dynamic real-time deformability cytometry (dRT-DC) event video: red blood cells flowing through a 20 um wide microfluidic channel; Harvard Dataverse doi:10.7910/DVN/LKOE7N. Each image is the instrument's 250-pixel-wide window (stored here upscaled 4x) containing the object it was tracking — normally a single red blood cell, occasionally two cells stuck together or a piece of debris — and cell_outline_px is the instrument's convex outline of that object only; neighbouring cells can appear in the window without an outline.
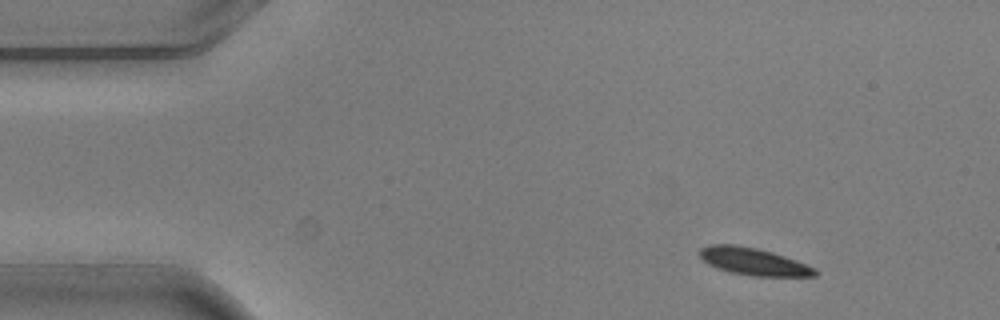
{"species": "common noctule bat (a hibernating species)", "species_latin": "Nyctalus noctula", "temperature_condition": "warm", "stored_images_in_passage": 9, "camera_frame_rate_fps": 3000, "um_per_image_px": 0.085, "animal": {"sex": "male", "body_mass_g": 20.5, "forearm_length_mm": 52.5}, "frame": {"image": 1, "passage_image": 1, "time_ms": 0.0, "image_size_px": [1000, 320], "cell_outline_px": [[820, 272], [816, 276], [752, 276], [732, 272], [708, 264], [700, 256], [700, 248], [712, 244], [732, 244], [756, 248], [772, 252], [796, 260], [816, 268]], "centroid_in_image_um": [64.1, 22.23], "position_along_channel_um": 20.9, "area_um2": 18.15}}
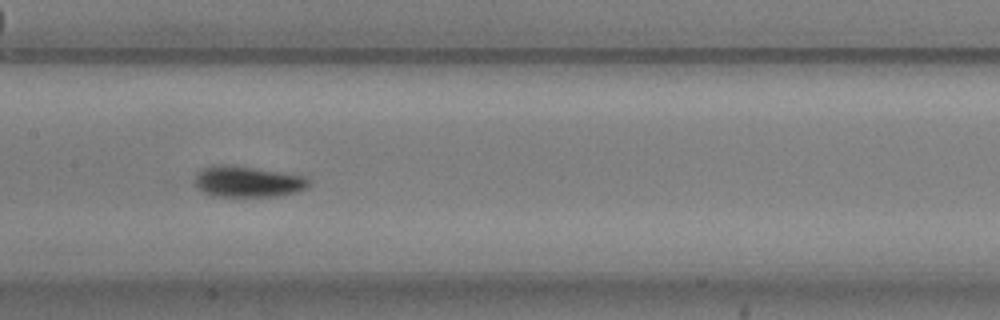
{"frame": {"image": 2, "passage_image": 6, "time_ms": 1.667, "image_size_px": [1000, 320], "cell_outline_px": [[312, 184], [308, 188], [296, 192], [276, 196], [212, 196], [196, 188], [192, 180], [204, 168], [212, 164], [232, 164], [284, 172], [308, 176], [312, 180]], "centroid_in_image_um": [21.1, 15.42], "position_along_channel_um": 186.3, "area_um2": 21.21}}
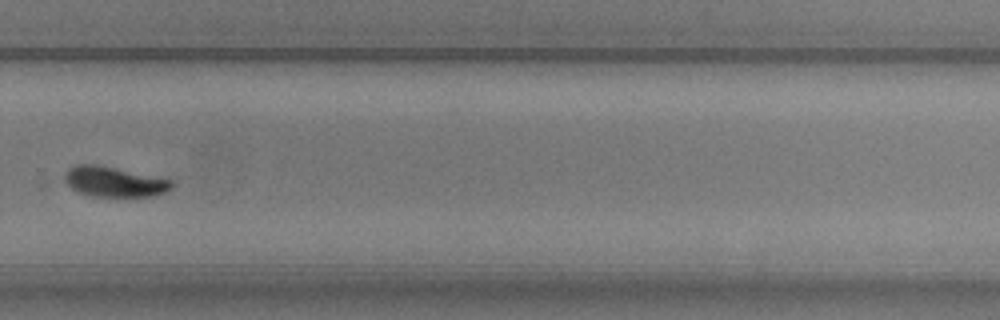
{"frame": {"image": 3, "passage_image": 9, "time_ms": 2.667, "image_size_px": [1000, 320], "cell_outline_px": [[176, 184], [168, 192], [156, 196], [92, 196], [76, 192], [64, 180], [64, 172], [68, 168], [76, 164], [96, 164], [172, 180]], "centroid_in_image_um": [9.71, 15.45], "position_along_channel_um": 320.1, "area_um2": 18.96}}